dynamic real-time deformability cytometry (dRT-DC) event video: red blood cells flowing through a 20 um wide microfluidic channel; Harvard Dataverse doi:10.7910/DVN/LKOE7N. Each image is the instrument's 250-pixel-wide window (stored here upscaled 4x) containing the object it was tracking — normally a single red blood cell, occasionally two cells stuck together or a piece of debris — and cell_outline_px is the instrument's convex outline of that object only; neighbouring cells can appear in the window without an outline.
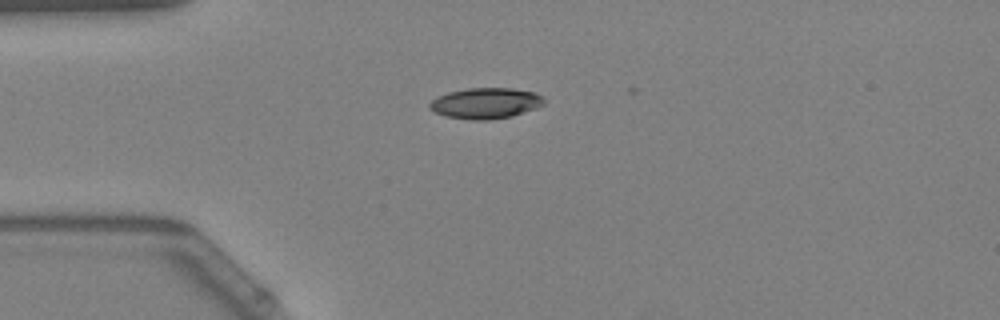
{"species": "Egyptian fruit bat (a non-hibernating species)", "species_latin": "Rousettus aegyptiacus", "temperature_condition": "warm", "stored_images_in_passage": 40, "camera_frame_rate_fps": 3000, "um_per_image_px": 0.085, "animal": {"sex": "female"}, "frame": {"image": 1, "passage_image": 1, "time_ms": 0.0, "image_size_px": [1000, 320], "cell_outline_px": [[544, 104], [536, 108], [512, 116], [492, 120], [468, 120], [444, 116], [428, 108], [428, 104], [436, 96], [448, 92], [468, 88], [512, 88], [536, 92], [544, 100]], "centroid_in_image_um": [41.25, 8.78], "position_along_channel_um": 43.8, "area_um2": 20.75}}
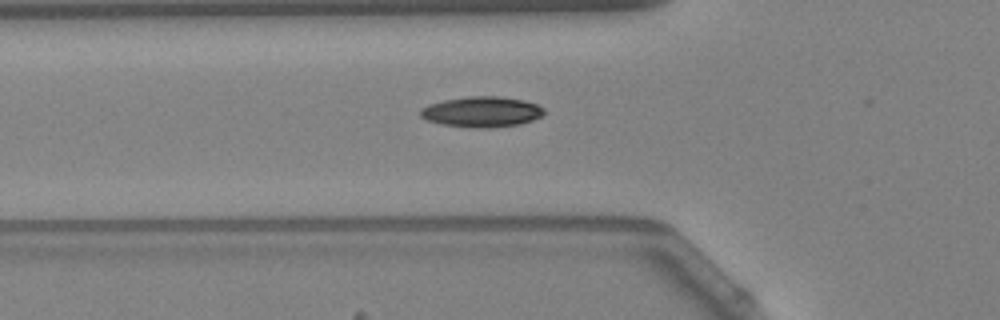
{"frame": {"image": 2, "passage_image": 6, "time_ms": 1.667, "image_size_px": [1000, 320], "cell_outline_px": [[544, 116], [520, 124], [480, 128], [472, 128], [444, 124], [428, 120], [420, 116], [420, 108], [428, 104], [444, 100], [468, 96], [500, 96], [524, 100], [536, 104], [544, 108]], "centroid_in_image_um": [40.96, 9.49], "position_along_channel_um": 84.8, "area_um2": 21.96}}
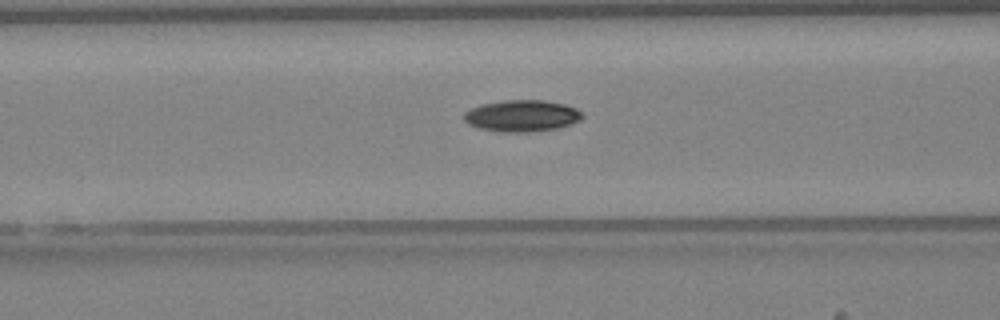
{"frame": {"image": 3, "passage_image": 9, "time_ms": 2.667, "image_size_px": [1000, 320], "cell_outline_px": [[584, 116], [580, 120], [556, 128], [528, 132], [500, 132], [480, 128], [468, 124], [464, 120], [464, 112], [480, 104], [504, 100], [544, 100], [564, 104], [576, 108]], "centroid_in_image_um": [44.33, 9.84], "position_along_channel_um": 122.3, "area_um2": 21.68}, "authors_computed_cell_mechanics": {"area_um2": 20.5768, "velocity_mm_per_s": 3.7215, "shape_relaxation_time_tau1_ms": 4.3528, "shape_relaxation_time_tau2_ms": null, "deformation_change_tau1": 0.1174, "deformation_change_tau2": null}}